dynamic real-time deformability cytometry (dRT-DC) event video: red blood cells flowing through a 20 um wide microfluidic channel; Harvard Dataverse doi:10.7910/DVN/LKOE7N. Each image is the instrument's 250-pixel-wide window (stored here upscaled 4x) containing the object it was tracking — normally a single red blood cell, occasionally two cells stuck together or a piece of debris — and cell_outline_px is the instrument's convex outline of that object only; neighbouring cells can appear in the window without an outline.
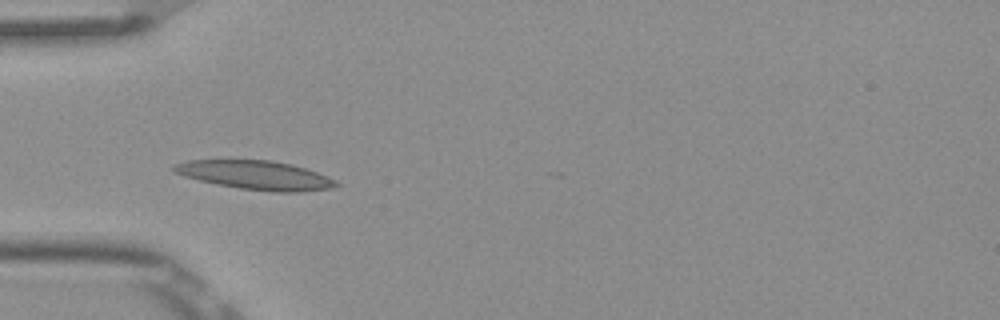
{"species": "Egyptian fruit bat (a non-hibernating species)", "species_latin": "Rousettus aegyptiacus", "temperature_condition": "room temperature", "stored_images_in_passage": 8, "camera_frame_rate_fps": 3000, "um_per_image_px": 0.085, "frame": {"image": 1, "passage_image": 3, "time_ms": 0.667, "image_size_px": [1000, 320], "cell_outline_px": [[340, 184], [332, 188], [300, 192], [272, 192], [240, 188], [216, 184], [184, 176], [176, 172], [172, 168], [176, 164], [188, 160], [268, 160], [292, 164], [316, 172], [336, 180]], "centroid_in_image_um": [21.76, 14.89], "position_along_channel_um": 63.2, "area_um2": 27.05}}
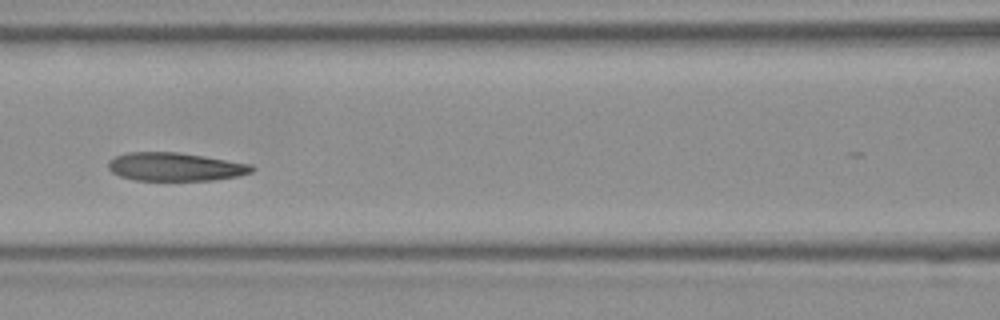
{"frame": {"image": 2, "passage_image": 5, "time_ms": 1.333, "image_size_px": [1000, 320], "cell_outline_px": [[256, 168], [252, 172], [236, 176], [212, 180], [136, 180], [120, 176], [112, 172], [108, 168], [108, 160], [116, 156], [128, 152], [180, 152], [252, 164]], "centroid_in_image_um": [14.89, 14.17], "position_along_channel_um": 151.7, "area_um2": 23.7}}
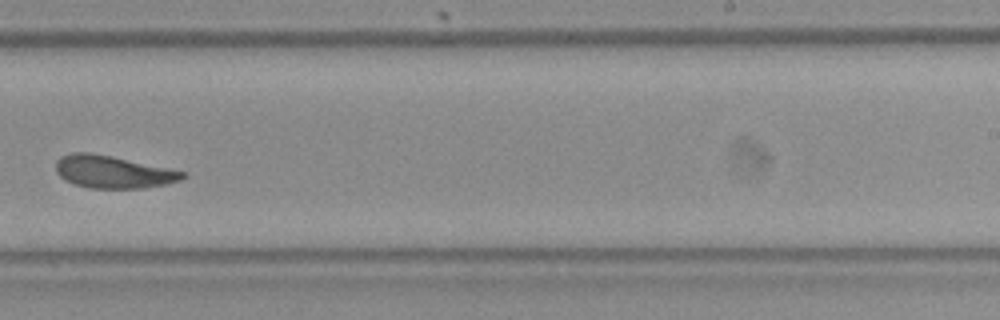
{"frame": {"image": 3, "passage_image": 8, "time_ms": 2.333, "image_size_px": [1000, 320], "cell_outline_px": [[188, 176], [180, 180], [164, 184], [144, 188], [92, 188], [76, 184], [64, 180], [56, 172], [56, 160], [60, 156], [72, 152], [88, 152], [112, 156], [188, 172]], "centroid_in_image_um": [9.61, 14.6], "position_along_channel_um": 279.4, "area_um2": 24.04}}